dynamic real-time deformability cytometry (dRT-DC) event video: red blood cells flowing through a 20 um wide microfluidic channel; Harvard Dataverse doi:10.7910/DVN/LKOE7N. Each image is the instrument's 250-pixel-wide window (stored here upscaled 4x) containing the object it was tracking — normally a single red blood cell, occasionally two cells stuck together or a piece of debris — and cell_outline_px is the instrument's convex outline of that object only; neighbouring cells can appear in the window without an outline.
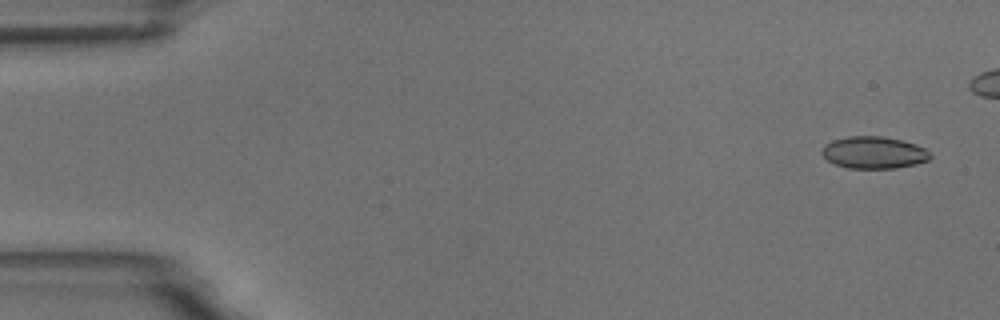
{"species": "common noctule bat (a hibernating species)", "species_latin": "Nyctalus noctula", "temperature_condition": "room temperature", "stored_images_in_passage": 6, "camera_frame_rate_fps": 3000, "um_per_image_px": 0.085, "animal": {"sex": "male", "body_mass_g": 18.8}, "frame": {"image": 1, "passage_image": 1, "time_ms": 0.0, "image_size_px": [1000, 320], "cell_outline_px": [[932, 156], [928, 160], [916, 164], [896, 168], [848, 168], [836, 164], [828, 160], [820, 152], [824, 144], [832, 140], [848, 136], [884, 136], [916, 144], [924, 148]], "centroid_in_image_um": [74.26, 12.96], "position_along_channel_um": 10.7, "area_um2": 20.23}}